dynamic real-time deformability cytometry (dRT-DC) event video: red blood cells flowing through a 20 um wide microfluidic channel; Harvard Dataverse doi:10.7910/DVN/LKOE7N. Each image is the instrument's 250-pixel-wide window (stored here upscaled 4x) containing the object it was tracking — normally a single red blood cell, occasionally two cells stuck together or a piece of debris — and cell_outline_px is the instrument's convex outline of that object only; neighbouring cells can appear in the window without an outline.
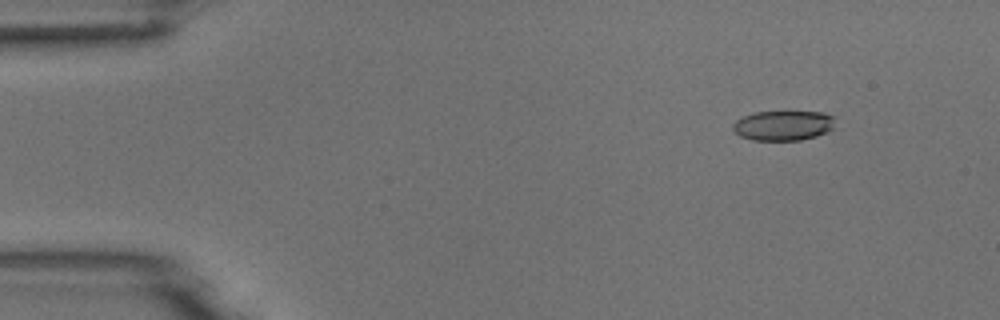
{"species": "common noctule bat (a hibernating species)", "species_latin": "Nyctalus noctula", "temperature_condition": "room temperature", "stored_images_in_passage": 4, "camera_frame_rate_fps": 3000, "um_per_image_px": 0.085, "animal": {"sex": "male", "body_mass_g": 18.8}, "frame": {"image": 1, "passage_image": 1, "time_ms": 0.0, "image_size_px": [1000, 320], "cell_outline_px": [[832, 128], [828, 132], [816, 136], [800, 140], [752, 140], [740, 136], [732, 128], [732, 124], [736, 120], [752, 112], [824, 112], [832, 116]], "centroid_in_image_um": [66.54, 10.67], "position_along_channel_um": 18.5, "area_um2": 17.69}}
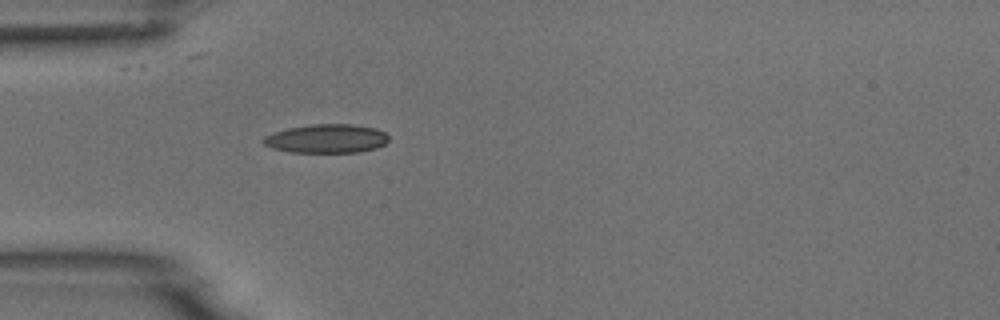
{"frame": {"image": 2, "passage_image": 4, "time_ms": 1.0, "image_size_px": [1000, 320], "cell_outline_px": [[388, 140], [384, 144], [376, 148], [360, 152], [292, 152], [272, 148], [264, 144], [260, 140], [264, 136], [288, 128], [312, 124], [352, 124], [376, 128], [384, 132], [388, 136]], "centroid_in_image_um": [27.76, 11.78], "position_along_channel_um": 57.2, "area_um2": 20.98}}